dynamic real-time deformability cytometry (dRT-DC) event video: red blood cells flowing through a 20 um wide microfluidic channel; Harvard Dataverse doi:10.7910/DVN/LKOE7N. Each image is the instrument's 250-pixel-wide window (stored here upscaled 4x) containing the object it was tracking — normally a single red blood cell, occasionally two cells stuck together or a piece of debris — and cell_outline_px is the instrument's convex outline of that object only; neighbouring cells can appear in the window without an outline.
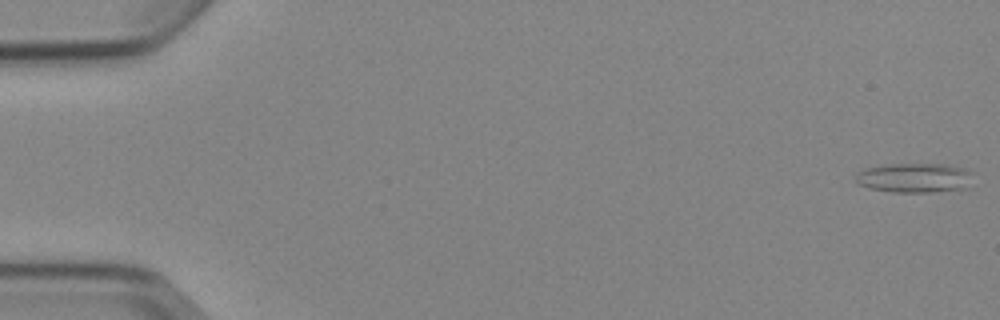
{"species": "Egyptian fruit bat (a non-hibernating species)", "species_latin": "Rousettus aegyptiacus", "temperature_condition": "cold", "stored_images_in_passage": 6, "camera_frame_rate_fps": 3000, "um_per_image_px": 0.085, "animal": {"sex": "female"}, "frame": {"image": 1, "passage_image": 1, "time_ms": 0.0, "image_size_px": [1000, 320], "cell_outline_px": [[972, 172], [968, 188], [932, 192], [892, 192], [868, 188], [860, 184], [856, 180], [856, 172], [864, 168], [884, 164], [948, 164], [968, 168]], "centroid_in_image_um": [77.75, 15.1], "position_along_channel_um": 7.3, "area_um2": 20.52}}
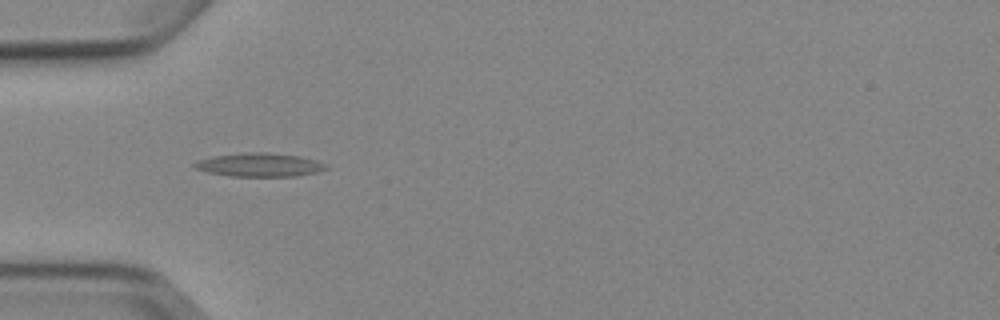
{"frame": {"image": 2, "passage_image": 5, "time_ms": 5.333, "image_size_px": [1000, 320], "cell_outline_px": [[328, 168], [316, 172], [296, 176], [232, 176], [208, 172], [196, 168], [192, 164], [196, 160], [212, 156], [248, 152], [264, 152], [300, 156], [316, 160], [328, 164]], "centroid_in_image_um": [22.07, 14.0], "position_along_channel_um": 62.9, "area_um2": 18.03}}
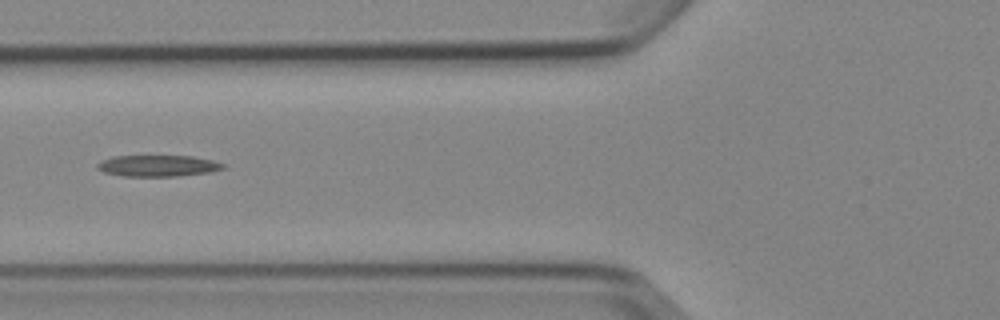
{"frame": {"image": 3, "passage_image": 6, "time_ms": 6.667, "image_size_px": [1000, 320], "cell_outline_px": [[224, 168], [212, 172], [180, 176], [124, 176], [104, 172], [96, 168], [96, 164], [100, 160], [112, 156], [192, 156], [212, 160], [224, 164]], "centroid_in_image_um": [13.4, 14.09], "position_along_channel_um": 112.4, "area_um2": 15.72}}